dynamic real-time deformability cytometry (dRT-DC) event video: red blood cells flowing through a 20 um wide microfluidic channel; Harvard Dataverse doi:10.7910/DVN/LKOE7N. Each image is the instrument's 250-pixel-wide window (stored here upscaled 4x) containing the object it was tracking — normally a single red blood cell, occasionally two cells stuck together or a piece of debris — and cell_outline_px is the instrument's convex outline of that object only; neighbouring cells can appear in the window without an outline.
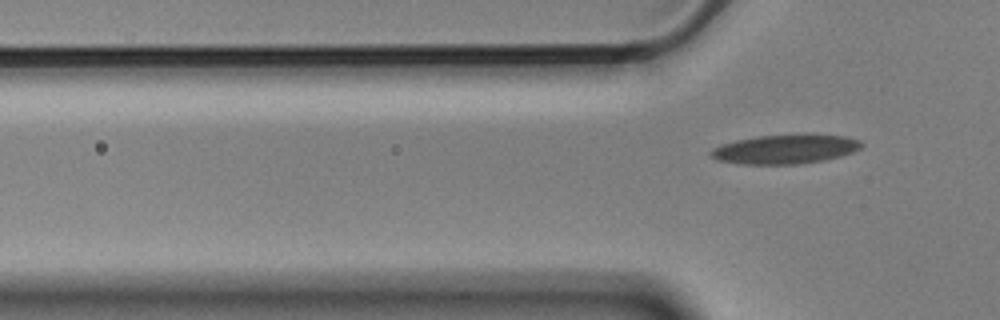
{"species": "Egyptian fruit bat (a non-hibernating species)", "species_latin": "Rousettus aegyptiacus", "temperature_condition": "cold", "stored_images_in_passage": 6, "segment_of_instrument_passage": [2, 2], "camera_frame_rate_fps": 3000, "um_per_image_px": 0.085, "animal": {"sex": "male"}, "frame": {"image": 1, "passage_image": 6, "time_ms": 1.667, "image_size_px": [1000, 320], "cell_outline_px": [[864, 144], [860, 148], [852, 152], [840, 156], [824, 160], [800, 164], [736, 164], [716, 160], [708, 156], [708, 152], [712, 148], [736, 140], [760, 136], [796, 132], [812, 132], [844, 136], [860, 140]], "centroid_in_image_um": [66.75, 12.65], "position_along_channel_um": 59.0, "area_um2": 26.59}}